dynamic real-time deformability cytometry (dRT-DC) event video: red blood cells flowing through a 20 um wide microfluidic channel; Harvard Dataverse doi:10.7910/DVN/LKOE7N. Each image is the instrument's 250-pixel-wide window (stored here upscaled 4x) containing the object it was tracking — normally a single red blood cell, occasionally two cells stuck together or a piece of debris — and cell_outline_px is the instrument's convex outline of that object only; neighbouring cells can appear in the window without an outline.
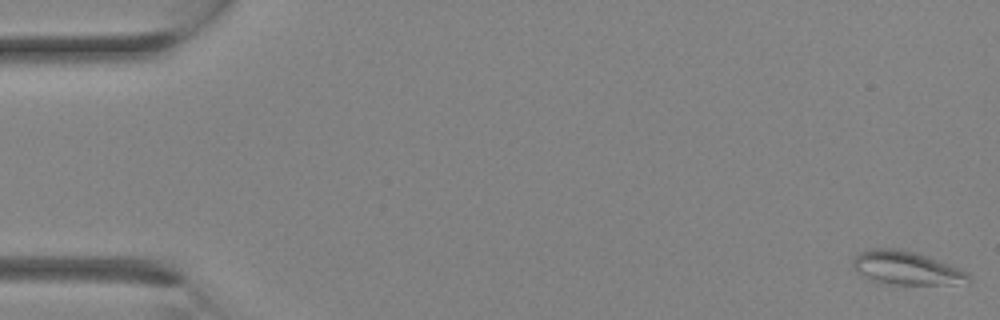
{"species": "Egyptian fruit bat (a non-hibernating species)", "species_latin": "Rousettus aegyptiacus", "temperature_condition": "room temperature", "stored_images_in_passage": 29, "camera_frame_rate_fps": 3000, "um_per_image_px": 0.085, "animal": {"sex": "female"}, "frame": {"image": 1, "passage_image": 1, "time_ms": 0.0, "image_size_px": [1000, 320], "cell_outline_px": [[972, 284], [892, 284], [872, 280], [856, 272], [852, 264], [852, 260], [860, 252], [872, 248], [896, 248], [916, 252], [960, 268], [968, 272], [972, 276]], "centroid_in_image_um": [77.11, 22.79], "position_along_channel_um": 7.9, "area_um2": 22.77}}
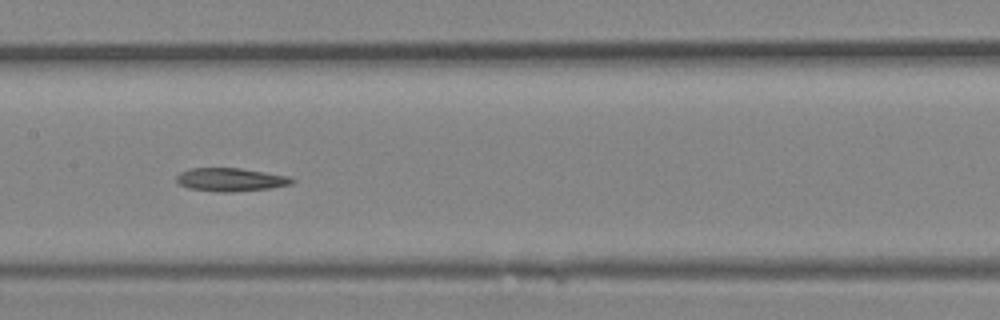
{"frame": {"image": 2, "passage_image": 15, "time_ms": 4.667, "image_size_px": [1000, 320], "cell_outline_px": [[296, 180], [292, 184], [268, 188], [232, 192], [216, 192], [188, 188], [180, 184], [176, 180], [176, 176], [180, 172], [192, 168], [240, 168], [292, 176]], "centroid_in_image_um": [19.63, 15.26], "position_along_channel_um": 187.8, "area_um2": 15.78}}
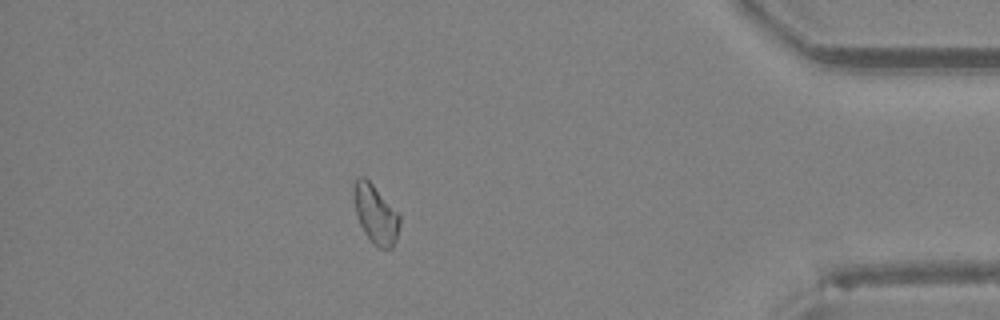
{"frame": {"image": 3, "passage_image": 26, "time_ms": 8.333, "image_size_px": [1000, 320], "cell_outline_px": [[400, 224], [396, 240], [392, 248], [380, 248], [372, 244], [364, 232], [360, 224], [356, 212], [352, 192], [352, 180], [356, 176], [364, 176], [400, 212]], "centroid_in_image_um": [31.91, 18.16], "position_along_channel_um": 403.3, "area_um2": 16.18}}